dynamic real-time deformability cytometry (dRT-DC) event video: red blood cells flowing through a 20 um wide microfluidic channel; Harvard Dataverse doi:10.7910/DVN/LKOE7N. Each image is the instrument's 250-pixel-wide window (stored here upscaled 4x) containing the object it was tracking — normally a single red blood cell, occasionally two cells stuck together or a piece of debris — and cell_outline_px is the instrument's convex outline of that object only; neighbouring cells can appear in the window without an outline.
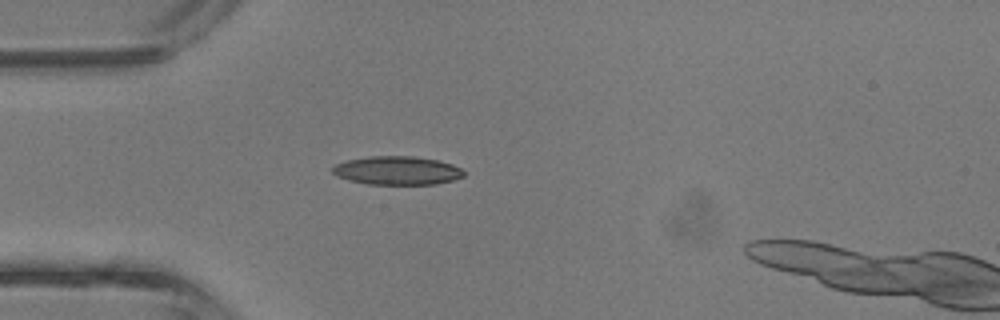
{"species": "common noctule bat (a hibernating species)", "species_latin": "Nyctalus noctula", "temperature_condition": "room temperature", "stored_images_in_passage": 4, "camera_frame_rate_fps": 3000, "um_per_image_px": 0.085, "animal": {"sex": "male", "body_mass_g": 13.3}, "frame": {"image": 1, "passage_image": 3, "time_ms": 0.667, "image_size_px": [1000, 320], "cell_outline_px": [[464, 176], [452, 180], [436, 184], [368, 184], [348, 180], [336, 176], [332, 172], [332, 168], [336, 164], [348, 160], [368, 156], [412, 156], [436, 160], [452, 164], [460, 168], [464, 172]], "centroid_in_image_um": [33.74, 14.49], "position_along_channel_um": 51.3, "area_um2": 21.73}}